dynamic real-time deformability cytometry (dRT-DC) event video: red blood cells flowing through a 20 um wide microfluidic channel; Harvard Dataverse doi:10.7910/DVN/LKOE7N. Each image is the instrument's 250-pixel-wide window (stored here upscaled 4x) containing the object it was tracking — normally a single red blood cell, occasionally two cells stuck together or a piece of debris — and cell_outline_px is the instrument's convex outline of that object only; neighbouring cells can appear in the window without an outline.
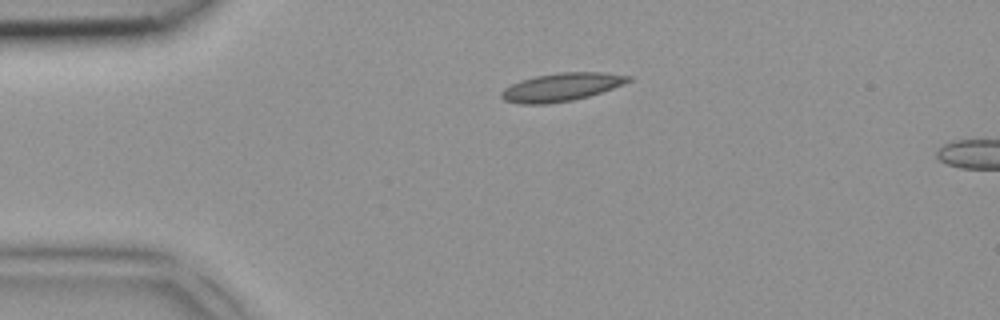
{"species": "common noctule bat (a hibernating species)", "species_latin": "Nyctalus noctula", "temperature_condition": "room temperature", "stored_images_in_passage": 2, "camera_frame_rate_fps": 3000, "um_per_image_px": 0.085, "animal": {"sex": "female", "body_mass_g": 18.4}, "frame": {"image": 1, "passage_image": 1, "time_ms": 0.0, "image_size_px": [1000, 320], "cell_outline_px": [[632, 80], [624, 84], [588, 96], [572, 100], [548, 104], [520, 104], [504, 100], [500, 96], [500, 92], [504, 88], [520, 80], [536, 76], [560, 72], [604, 72], [632, 76]], "centroid_in_image_um": [47.71, 7.4], "position_along_channel_um": 37.3, "area_um2": 20.81}}